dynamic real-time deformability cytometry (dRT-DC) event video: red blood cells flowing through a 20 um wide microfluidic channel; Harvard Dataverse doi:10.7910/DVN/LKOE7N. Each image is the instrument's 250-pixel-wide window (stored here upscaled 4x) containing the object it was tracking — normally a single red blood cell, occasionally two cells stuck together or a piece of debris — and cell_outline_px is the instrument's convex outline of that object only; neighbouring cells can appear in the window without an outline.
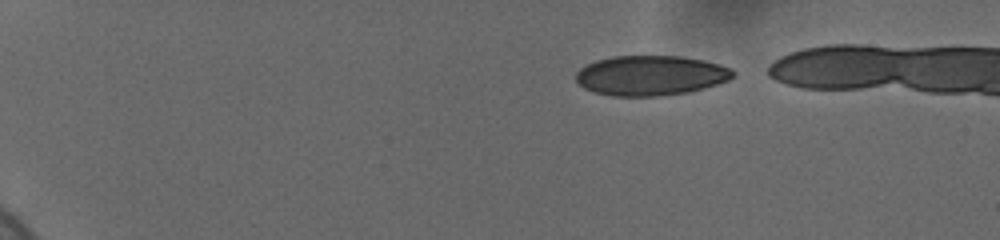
{"species": "human", "species_latin": "Homo sapiens", "temperature_condition": "cold", "stored_images_in_passage": 46, "camera_frame_rate_fps": 3000, "um_per_image_px": 0.085, "donor": {"sex": "female"}, "frame": {"image": 1, "passage_image": 1, "time_ms": 0.0, "image_size_px": [1000, 240], "cell_outline_px": [[736, 72], [728, 80], [716, 84], [688, 92], [656, 96], [612, 96], [596, 92], [584, 88], [576, 80], [576, 72], [580, 68], [596, 60], [612, 56], [680, 56], [704, 60], [720, 64]], "centroid_in_image_um": [55.29, 6.41], "position_along_channel_um": 29.7, "area_um2": 36.36}}
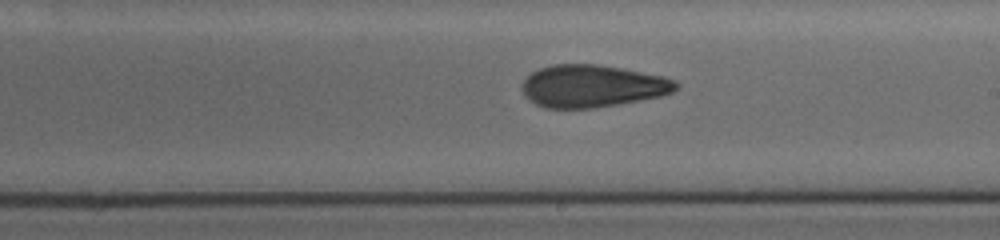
{"frame": {"image": 2, "passage_image": 27, "time_ms": 8.667, "image_size_px": [1000, 240], "cell_outline_px": [[680, 84], [672, 92], [660, 96], [640, 100], [592, 108], [544, 108], [536, 104], [524, 96], [520, 88], [520, 84], [524, 76], [540, 68], [552, 64], [596, 64], [620, 68], [664, 76], [676, 80]], "centroid_in_image_um": [50.29, 7.31], "position_along_channel_um": 238.7, "area_um2": 38.21}}
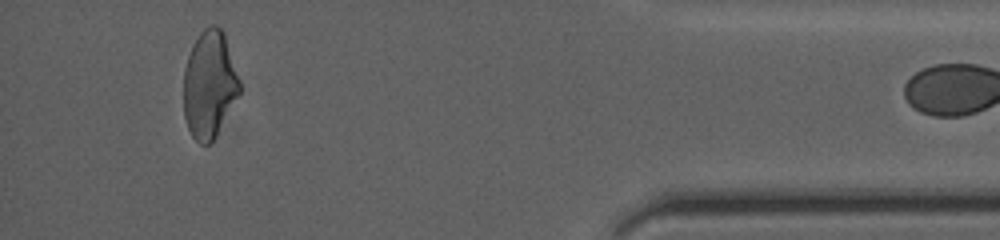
{"frame": {"image": 3, "passage_image": 45, "time_ms": 14.667, "image_size_px": [1000, 240], "cell_outline_px": [[240, 92], [216, 136], [208, 144], [200, 144], [192, 136], [188, 128], [184, 116], [184, 68], [192, 44], [200, 32], [204, 28], [212, 24], [216, 24], [224, 32], [240, 80]], "centroid_in_image_um": [17.79, 7.16], "position_along_channel_um": 417.4, "area_um2": 35.03}}